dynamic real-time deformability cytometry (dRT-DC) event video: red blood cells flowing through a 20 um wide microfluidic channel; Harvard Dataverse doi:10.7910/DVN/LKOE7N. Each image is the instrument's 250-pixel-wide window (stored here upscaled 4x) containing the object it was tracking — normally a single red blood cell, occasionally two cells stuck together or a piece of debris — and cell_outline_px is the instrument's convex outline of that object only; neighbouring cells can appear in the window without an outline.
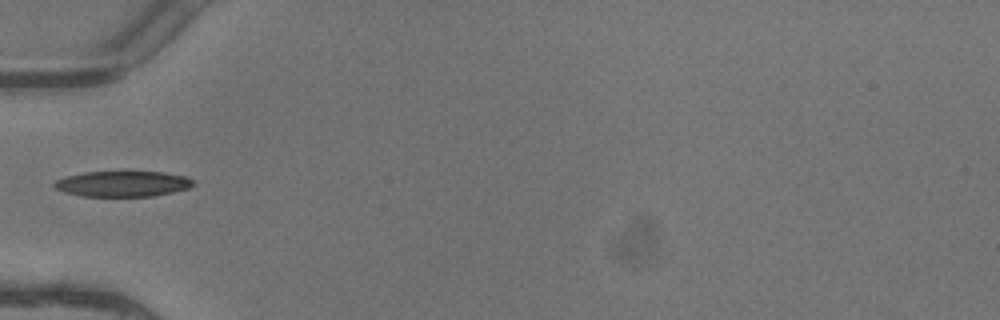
{"species": "common noctule bat (a hibernating species)", "species_latin": "Nyctalus noctula", "temperature_condition": "warm", "stored_images_in_passage": 5, "camera_frame_rate_fps": 3000, "um_per_image_px": 0.085, "animal": {"sex": "female"}, "frame": {"image": 1, "passage_image": 5, "time_ms": 1.333, "image_size_px": [1000, 320], "cell_outline_px": [[192, 184], [188, 188], [172, 192], [152, 196], [80, 196], [64, 192], [56, 188], [52, 184], [56, 180], [68, 176], [84, 172], [164, 172], [188, 176], [192, 180]], "centroid_in_image_um": [10.42, 15.62], "position_along_channel_um": 74.6, "area_um2": 20.58}}